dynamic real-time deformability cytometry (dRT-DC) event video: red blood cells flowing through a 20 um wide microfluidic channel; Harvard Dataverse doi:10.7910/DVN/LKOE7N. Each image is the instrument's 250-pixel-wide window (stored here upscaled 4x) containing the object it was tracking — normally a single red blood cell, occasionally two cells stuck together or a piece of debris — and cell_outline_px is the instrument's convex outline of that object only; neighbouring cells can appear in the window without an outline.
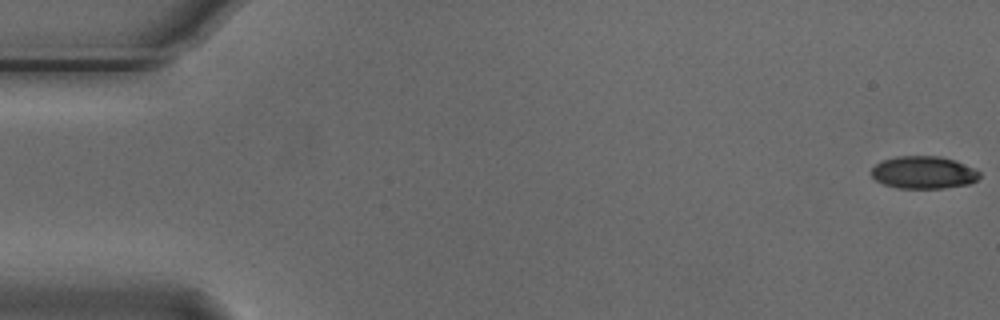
{"species": "Egyptian fruit bat (a non-hibernating species)", "species_latin": "Rousettus aegyptiacus", "temperature_condition": "cold", "stored_images_in_passage": 26, "camera_frame_rate_fps": 3000, "um_per_image_px": 0.085, "animal": {"sex": "male"}, "frame": {"image": 1, "passage_image": 1, "time_ms": 0.0, "image_size_px": [1000, 320], "cell_outline_px": [[980, 176], [976, 180], [968, 184], [944, 188], [900, 188], [884, 184], [876, 180], [872, 176], [872, 168], [880, 160], [896, 156], [940, 156], [956, 160], [980, 172]], "centroid_in_image_um": [78.49, 14.65], "position_along_channel_um": 6.5, "area_um2": 20.46}}
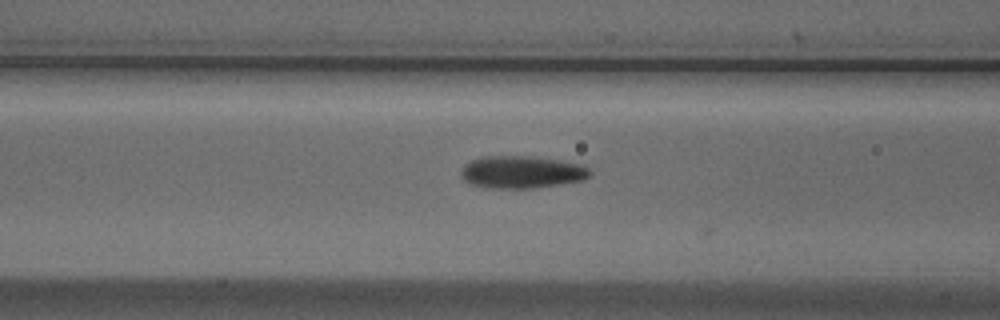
{"frame": {"image": 2, "passage_image": 22, "time_ms": 7.0, "image_size_px": [1000, 320], "cell_outline_px": [[592, 172], [584, 180], [560, 184], [532, 188], [488, 188], [472, 184], [464, 180], [460, 176], [460, 172], [464, 164], [472, 160], [484, 156], [532, 156], [584, 164]], "centroid_in_image_um": [44.34, 14.62], "position_along_channel_um": 122.3, "area_um2": 24.45}}
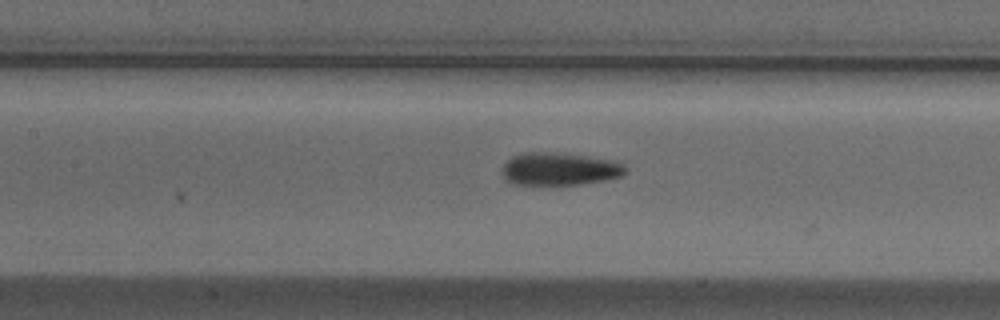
{"frame": {"image": 3, "passage_image": 25, "time_ms": 8.0, "image_size_px": [1000, 320], "cell_outline_px": [[628, 172], [620, 176], [604, 180], [580, 184], [512, 184], [504, 180], [500, 172], [504, 164], [512, 156], [520, 152], [560, 152], [616, 160], [624, 164], [628, 168]], "centroid_in_image_um": [47.55, 14.34], "position_along_channel_um": 159.8, "area_um2": 23.99}}